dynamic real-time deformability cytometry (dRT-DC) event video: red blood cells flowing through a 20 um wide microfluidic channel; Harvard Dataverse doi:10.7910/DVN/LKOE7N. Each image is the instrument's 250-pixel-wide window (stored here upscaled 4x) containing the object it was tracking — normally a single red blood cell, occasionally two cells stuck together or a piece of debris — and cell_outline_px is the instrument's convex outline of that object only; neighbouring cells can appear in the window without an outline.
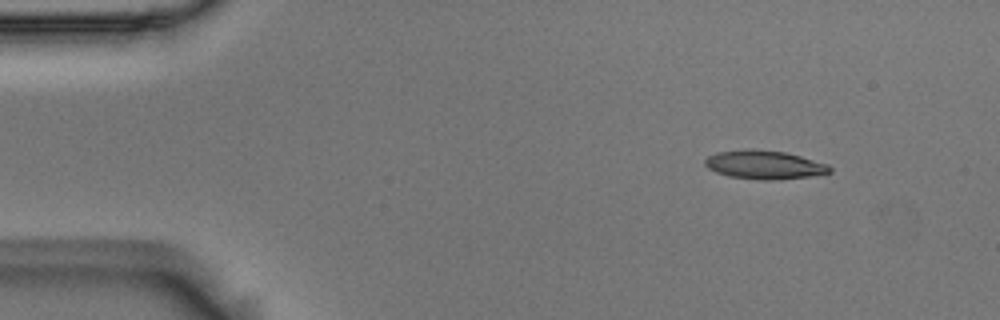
{"species": "Egyptian fruit bat (a non-hibernating species)", "species_latin": "Rousettus aegyptiacus", "temperature_condition": "room temperature", "stored_images_in_passage": 49, "camera_frame_rate_fps": 3000, "um_per_image_px": 0.085, "animal": {"sex": "male"}, "frame": {"image": 1, "passage_image": 1, "time_ms": 0.0, "image_size_px": [1000, 320], "cell_outline_px": [[832, 172], [808, 176], [780, 180], [760, 180], [728, 176], [716, 172], [708, 168], [704, 164], [704, 160], [708, 156], [716, 152], [748, 148], [752, 148], [784, 152], [800, 156], [828, 164], [832, 168]], "centroid_in_image_um": [64.94, 14.0], "position_along_channel_um": 20.1, "area_um2": 20.98}}
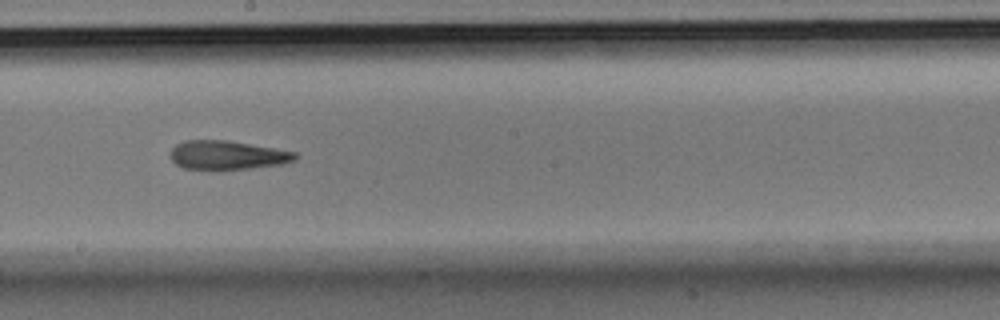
{"frame": {"image": 2, "passage_image": 25, "time_ms": 8.0, "image_size_px": [1000, 320], "cell_outline_px": [[296, 160], [284, 164], [224, 172], [212, 172], [184, 168], [176, 164], [168, 156], [168, 152], [176, 144], [184, 140], [228, 140], [296, 152]], "centroid_in_image_um": [19.26, 13.23], "position_along_channel_um": 228.9, "area_um2": 22.02}}
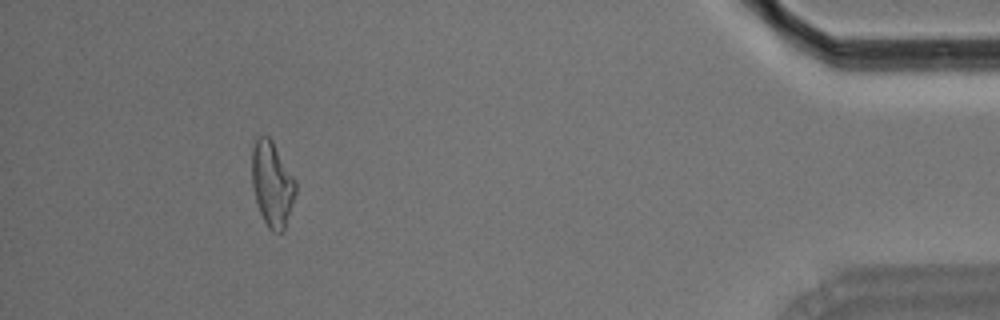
{"frame": {"image": 3, "passage_image": 45, "time_ms": 14.667, "image_size_px": [1000, 320], "cell_outline_px": [[296, 192], [284, 228], [280, 232], [272, 232], [268, 228], [260, 212], [256, 200], [252, 184], [252, 148], [256, 140], [260, 136], [268, 136], [272, 140], [296, 180]], "centroid_in_image_um": [23.13, 15.62], "position_along_channel_um": 412.1, "area_um2": 21.39}, "authors_computed_cell_mechanics": {"area_um2": 21.6172, "velocity_mm_per_s": 3.6502, "shape_relaxation_time_tau1_ms": null, "shape_relaxation_time_tau2_ms": 5.1487, "deformation_change_tau1": null, "deformation_change_tau2": 0.1806}}